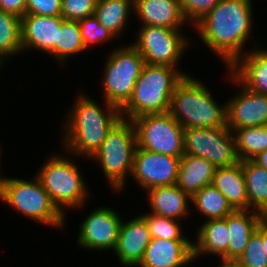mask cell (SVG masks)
Here are the masks:
<instances>
[{
    "mask_svg": "<svg viewBox=\"0 0 267 267\" xmlns=\"http://www.w3.org/2000/svg\"><path fill=\"white\" fill-rule=\"evenodd\" d=\"M252 15L251 0H221L194 27L229 68L245 54L242 49L252 33Z\"/></svg>",
    "mask_w": 267,
    "mask_h": 267,
    "instance_id": "6da1fadb",
    "label": "cell"
},
{
    "mask_svg": "<svg viewBox=\"0 0 267 267\" xmlns=\"http://www.w3.org/2000/svg\"><path fill=\"white\" fill-rule=\"evenodd\" d=\"M76 101L63 128L64 145L71 154L91 158L112 127L122 118L121 112L107 101V110H102L96 101L84 94H80Z\"/></svg>",
    "mask_w": 267,
    "mask_h": 267,
    "instance_id": "7a4b0ae2",
    "label": "cell"
},
{
    "mask_svg": "<svg viewBox=\"0 0 267 267\" xmlns=\"http://www.w3.org/2000/svg\"><path fill=\"white\" fill-rule=\"evenodd\" d=\"M185 76L175 67L145 63L131 98L120 109L122 118L132 120L144 114L169 112L171 96Z\"/></svg>",
    "mask_w": 267,
    "mask_h": 267,
    "instance_id": "3957f363",
    "label": "cell"
},
{
    "mask_svg": "<svg viewBox=\"0 0 267 267\" xmlns=\"http://www.w3.org/2000/svg\"><path fill=\"white\" fill-rule=\"evenodd\" d=\"M169 113L184 129L227 126V103L217 104L210 89L188 74L171 96Z\"/></svg>",
    "mask_w": 267,
    "mask_h": 267,
    "instance_id": "277c9868",
    "label": "cell"
},
{
    "mask_svg": "<svg viewBox=\"0 0 267 267\" xmlns=\"http://www.w3.org/2000/svg\"><path fill=\"white\" fill-rule=\"evenodd\" d=\"M136 147V133L132 121L121 118L91 157L101 164L113 190H122L127 174L131 175Z\"/></svg>",
    "mask_w": 267,
    "mask_h": 267,
    "instance_id": "5b68a950",
    "label": "cell"
},
{
    "mask_svg": "<svg viewBox=\"0 0 267 267\" xmlns=\"http://www.w3.org/2000/svg\"><path fill=\"white\" fill-rule=\"evenodd\" d=\"M43 164L36 176L57 209L65 215V206L82 207L90 192L75 162L73 163L68 156L53 154Z\"/></svg>",
    "mask_w": 267,
    "mask_h": 267,
    "instance_id": "8992f818",
    "label": "cell"
},
{
    "mask_svg": "<svg viewBox=\"0 0 267 267\" xmlns=\"http://www.w3.org/2000/svg\"><path fill=\"white\" fill-rule=\"evenodd\" d=\"M32 180L6 177L0 186V199L35 222L62 228L65 215L52 203L39 178Z\"/></svg>",
    "mask_w": 267,
    "mask_h": 267,
    "instance_id": "52a82bcc",
    "label": "cell"
},
{
    "mask_svg": "<svg viewBox=\"0 0 267 267\" xmlns=\"http://www.w3.org/2000/svg\"><path fill=\"white\" fill-rule=\"evenodd\" d=\"M144 64L132 44L110 52L102 81L105 101L121 109L131 98Z\"/></svg>",
    "mask_w": 267,
    "mask_h": 267,
    "instance_id": "ba28073f",
    "label": "cell"
},
{
    "mask_svg": "<svg viewBox=\"0 0 267 267\" xmlns=\"http://www.w3.org/2000/svg\"><path fill=\"white\" fill-rule=\"evenodd\" d=\"M131 121L137 147L172 157L184 154V128L169 112L144 114Z\"/></svg>",
    "mask_w": 267,
    "mask_h": 267,
    "instance_id": "9c48e42d",
    "label": "cell"
},
{
    "mask_svg": "<svg viewBox=\"0 0 267 267\" xmlns=\"http://www.w3.org/2000/svg\"><path fill=\"white\" fill-rule=\"evenodd\" d=\"M183 142L184 154L204 158L216 167L240 162L233 132L227 126L185 128Z\"/></svg>",
    "mask_w": 267,
    "mask_h": 267,
    "instance_id": "30bf717a",
    "label": "cell"
},
{
    "mask_svg": "<svg viewBox=\"0 0 267 267\" xmlns=\"http://www.w3.org/2000/svg\"><path fill=\"white\" fill-rule=\"evenodd\" d=\"M180 29L157 26H143L138 32L137 42L132 44L150 65H167L177 68L176 64L189 46Z\"/></svg>",
    "mask_w": 267,
    "mask_h": 267,
    "instance_id": "8fae6325",
    "label": "cell"
},
{
    "mask_svg": "<svg viewBox=\"0 0 267 267\" xmlns=\"http://www.w3.org/2000/svg\"><path fill=\"white\" fill-rule=\"evenodd\" d=\"M180 158L136 147L131 176L145 190L176 184Z\"/></svg>",
    "mask_w": 267,
    "mask_h": 267,
    "instance_id": "7c38bea8",
    "label": "cell"
},
{
    "mask_svg": "<svg viewBox=\"0 0 267 267\" xmlns=\"http://www.w3.org/2000/svg\"><path fill=\"white\" fill-rule=\"evenodd\" d=\"M122 219L111 208H98L92 211L81 223L78 245L92 250H115Z\"/></svg>",
    "mask_w": 267,
    "mask_h": 267,
    "instance_id": "4fadbf2b",
    "label": "cell"
},
{
    "mask_svg": "<svg viewBox=\"0 0 267 267\" xmlns=\"http://www.w3.org/2000/svg\"><path fill=\"white\" fill-rule=\"evenodd\" d=\"M231 79L242 89L238 96L227 101V127L233 131L243 127L267 124V95L253 92L243 86L230 72Z\"/></svg>",
    "mask_w": 267,
    "mask_h": 267,
    "instance_id": "5bb4252c",
    "label": "cell"
},
{
    "mask_svg": "<svg viewBox=\"0 0 267 267\" xmlns=\"http://www.w3.org/2000/svg\"><path fill=\"white\" fill-rule=\"evenodd\" d=\"M63 21L62 16L25 14L21 18L22 50L34 48L51 54L55 59V44Z\"/></svg>",
    "mask_w": 267,
    "mask_h": 267,
    "instance_id": "9a60e30c",
    "label": "cell"
},
{
    "mask_svg": "<svg viewBox=\"0 0 267 267\" xmlns=\"http://www.w3.org/2000/svg\"><path fill=\"white\" fill-rule=\"evenodd\" d=\"M150 241L148 225L140 215L128 222H122L118 242L113 252L122 265L138 267Z\"/></svg>",
    "mask_w": 267,
    "mask_h": 267,
    "instance_id": "2e32d148",
    "label": "cell"
},
{
    "mask_svg": "<svg viewBox=\"0 0 267 267\" xmlns=\"http://www.w3.org/2000/svg\"><path fill=\"white\" fill-rule=\"evenodd\" d=\"M193 259V242L151 238L140 267H183Z\"/></svg>",
    "mask_w": 267,
    "mask_h": 267,
    "instance_id": "e0dca14e",
    "label": "cell"
},
{
    "mask_svg": "<svg viewBox=\"0 0 267 267\" xmlns=\"http://www.w3.org/2000/svg\"><path fill=\"white\" fill-rule=\"evenodd\" d=\"M134 12L143 26L182 29L187 22L178 0H134Z\"/></svg>",
    "mask_w": 267,
    "mask_h": 267,
    "instance_id": "ac0fdd59",
    "label": "cell"
},
{
    "mask_svg": "<svg viewBox=\"0 0 267 267\" xmlns=\"http://www.w3.org/2000/svg\"><path fill=\"white\" fill-rule=\"evenodd\" d=\"M228 69L243 86L267 95V50L245 52Z\"/></svg>",
    "mask_w": 267,
    "mask_h": 267,
    "instance_id": "d6986e66",
    "label": "cell"
},
{
    "mask_svg": "<svg viewBox=\"0 0 267 267\" xmlns=\"http://www.w3.org/2000/svg\"><path fill=\"white\" fill-rule=\"evenodd\" d=\"M263 218L261 213L254 210H234L226 216L230 237L227 263L234 264L239 259Z\"/></svg>",
    "mask_w": 267,
    "mask_h": 267,
    "instance_id": "ffe728a7",
    "label": "cell"
},
{
    "mask_svg": "<svg viewBox=\"0 0 267 267\" xmlns=\"http://www.w3.org/2000/svg\"><path fill=\"white\" fill-rule=\"evenodd\" d=\"M212 185L225 196L233 210H251L241 161L216 167Z\"/></svg>",
    "mask_w": 267,
    "mask_h": 267,
    "instance_id": "44dd1931",
    "label": "cell"
},
{
    "mask_svg": "<svg viewBox=\"0 0 267 267\" xmlns=\"http://www.w3.org/2000/svg\"><path fill=\"white\" fill-rule=\"evenodd\" d=\"M147 193L152 214L179 221L189 215L188 203L191 202V196L176 184L153 187Z\"/></svg>",
    "mask_w": 267,
    "mask_h": 267,
    "instance_id": "7402d4cb",
    "label": "cell"
},
{
    "mask_svg": "<svg viewBox=\"0 0 267 267\" xmlns=\"http://www.w3.org/2000/svg\"><path fill=\"white\" fill-rule=\"evenodd\" d=\"M196 235L198 237L197 244L193 243L194 260L202 254L209 253L219 255L222 263H227V249L230 237L226 217L206 220Z\"/></svg>",
    "mask_w": 267,
    "mask_h": 267,
    "instance_id": "603a6c76",
    "label": "cell"
},
{
    "mask_svg": "<svg viewBox=\"0 0 267 267\" xmlns=\"http://www.w3.org/2000/svg\"><path fill=\"white\" fill-rule=\"evenodd\" d=\"M216 166L210 161L183 154L176 185L191 197L206 185L212 184Z\"/></svg>",
    "mask_w": 267,
    "mask_h": 267,
    "instance_id": "cb8c5ba5",
    "label": "cell"
},
{
    "mask_svg": "<svg viewBox=\"0 0 267 267\" xmlns=\"http://www.w3.org/2000/svg\"><path fill=\"white\" fill-rule=\"evenodd\" d=\"M242 171L251 210L267 215V169L252 160H242ZM254 206V207H253Z\"/></svg>",
    "mask_w": 267,
    "mask_h": 267,
    "instance_id": "d4e9b609",
    "label": "cell"
},
{
    "mask_svg": "<svg viewBox=\"0 0 267 267\" xmlns=\"http://www.w3.org/2000/svg\"><path fill=\"white\" fill-rule=\"evenodd\" d=\"M131 9H134V0H97L94 15L105 29L118 37L126 28Z\"/></svg>",
    "mask_w": 267,
    "mask_h": 267,
    "instance_id": "484cf974",
    "label": "cell"
},
{
    "mask_svg": "<svg viewBox=\"0 0 267 267\" xmlns=\"http://www.w3.org/2000/svg\"><path fill=\"white\" fill-rule=\"evenodd\" d=\"M191 202L207 220L225 218L234 210L225 196L212 184L206 185L191 197Z\"/></svg>",
    "mask_w": 267,
    "mask_h": 267,
    "instance_id": "4316f807",
    "label": "cell"
},
{
    "mask_svg": "<svg viewBox=\"0 0 267 267\" xmlns=\"http://www.w3.org/2000/svg\"><path fill=\"white\" fill-rule=\"evenodd\" d=\"M232 132L240 161L251 160L259 152L267 150V124L238 128Z\"/></svg>",
    "mask_w": 267,
    "mask_h": 267,
    "instance_id": "83f0119b",
    "label": "cell"
},
{
    "mask_svg": "<svg viewBox=\"0 0 267 267\" xmlns=\"http://www.w3.org/2000/svg\"><path fill=\"white\" fill-rule=\"evenodd\" d=\"M86 50L81 37L78 21L64 20L61 23L57 43L55 44V59L60 63L66 61L71 55Z\"/></svg>",
    "mask_w": 267,
    "mask_h": 267,
    "instance_id": "f1b7e54d",
    "label": "cell"
},
{
    "mask_svg": "<svg viewBox=\"0 0 267 267\" xmlns=\"http://www.w3.org/2000/svg\"><path fill=\"white\" fill-rule=\"evenodd\" d=\"M21 18L0 9V55L8 58L22 52Z\"/></svg>",
    "mask_w": 267,
    "mask_h": 267,
    "instance_id": "f546056e",
    "label": "cell"
},
{
    "mask_svg": "<svg viewBox=\"0 0 267 267\" xmlns=\"http://www.w3.org/2000/svg\"><path fill=\"white\" fill-rule=\"evenodd\" d=\"M263 246V219L252 233L249 242L239 259L237 267H267V254Z\"/></svg>",
    "mask_w": 267,
    "mask_h": 267,
    "instance_id": "4dcf8cb0",
    "label": "cell"
},
{
    "mask_svg": "<svg viewBox=\"0 0 267 267\" xmlns=\"http://www.w3.org/2000/svg\"><path fill=\"white\" fill-rule=\"evenodd\" d=\"M147 225L151 238H162L168 240H188L182 233V228L179 225V220L162 217L155 214L141 215Z\"/></svg>",
    "mask_w": 267,
    "mask_h": 267,
    "instance_id": "1f68e13d",
    "label": "cell"
},
{
    "mask_svg": "<svg viewBox=\"0 0 267 267\" xmlns=\"http://www.w3.org/2000/svg\"><path fill=\"white\" fill-rule=\"evenodd\" d=\"M78 22L81 31V37L86 49L89 48L90 45L97 42H106L107 40L110 41L115 38L99 23V20L95 15L83 18Z\"/></svg>",
    "mask_w": 267,
    "mask_h": 267,
    "instance_id": "d6a6232c",
    "label": "cell"
},
{
    "mask_svg": "<svg viewBox=\"0 0 267 267\" xmlns=\"http://www.w3.org/2000/svg\"><path fill=\"white\" fill-rule=\"evenodd\" d=\"M97 0H61L64 20L79 21L95 14Z\"/></svg>",
    "mask_w": 267,
    "mask_h": 267,
    "instance_id": "836d02e7",
    "label": "cell"
},
{
    "mask_svg": "<svg viewBox=\"0 0 267 267\" xmlns=\"http://www.w3.org/2000/svg\"><path fill=\"white\" fill-rule=\"evenodd\" d=\"M182 13L194 26L205 17L221 0H178Z\"/></svg>",
    "mask_w": 267,
    "mask_h": 267,
    "instance_id": "e575fe53",
    "label": "cell"
},
{
    "mask_svg": "<svg viewBox=\"0 0 267 267\" xmlns=\"http://www.w3.org/2000/svg\"><path fill=\"white\" fill-rule=\"evenodd\" d=\"M26 14L61 16V0H27Z\"/></svg>",
    "mask_w": 267,
    "mask_h": 267,
    "instance_id": "d590c367",
    "label": "cell"
},
{
    "mask_svg": "<svg viewBox=\"0 0 267 267\" xmlns=\"http://www.w3.org/2000/svg\"><path fill=\"white\" fill-rule=\"evenodd\" d=\"M27 0H0V9L22 18L26 14Z\"/></svg>",
    "mask_w": 267,
    "mask_h": 267,
    "instance_id": "8d00e7d4",
    "label": "cell"
},
{
    "mask_svg": "<svg viewBox=\"0 0 267 267\" xmlns=\"http://www.w3.org/2000/svg\"><path fill=\"white\" fill-rule=\"evenodd\" d=\"M251 160L258 166L267 169V150L259 152Z\"/></svg>",
    "mask_w": 267,
    "mask_h": 267,
    "instance_id": "74e56055",
    "label": "cell"
},
{
    "mask_svg": "<svg viewBox=\"0 0 267 267\" xmlns=\"http://www.w3.org/2000/svg\"><path fill=\"white\" fill-rule=\"evenodd\" d=\"M263 246L267 254V219L263 218Z\"/></svg>",
    "mask_w": 267,
    "mask_h": 267,
    "instance_id": "f35d334b",
    "label": "cell"
},
{
    "mask_svg": "<svg viewBox=\"0 0 267 267\" xmlns=\"http://www.w3.org/2000/svg\"><path fill=\"white\" fill-rule=\"evenodd\" d=\"M220 267H233V264L230 263H222Z\"/></svg>",
    "mask_w": 267,
    "mask_h": 267,
    "instance_id": "ab89813d",
    "label": "cell"
},
{
    "mask_svg": "<svg viewBox=\"0 0 267 267\" xmlns=\"http://www.w3.org/2000/svg\"><path fill=\"white\" fill-rule=\"evenodd\" d=\"M4 60H6L5 57L0 55V69H1V65H3Z\"/></svg>",
    "mask_w": 267,
    "mask_h": 267,
    "instance_id": "60d3db41",
    "label": "cell"
},
{
    "mask_svg": "<svg viewBox=\"0 0 267 267\" xmlns=\"http://www.w3.org/2000/svg\"><path fill=\"white\" fill-rule=\"evenodd\" d=\"M0 151H1V149H0ZM1 154V153H0ZM1 165V164H0ZM5 178L4 177H1L0 176V186H1V183H2V181L4 180Z\"/></svg>",
    "mask_w": 267,
    "mask_h": 267,
    "instance_id": "b9f144b4",
    "label": "cell"
}]
</instances>
